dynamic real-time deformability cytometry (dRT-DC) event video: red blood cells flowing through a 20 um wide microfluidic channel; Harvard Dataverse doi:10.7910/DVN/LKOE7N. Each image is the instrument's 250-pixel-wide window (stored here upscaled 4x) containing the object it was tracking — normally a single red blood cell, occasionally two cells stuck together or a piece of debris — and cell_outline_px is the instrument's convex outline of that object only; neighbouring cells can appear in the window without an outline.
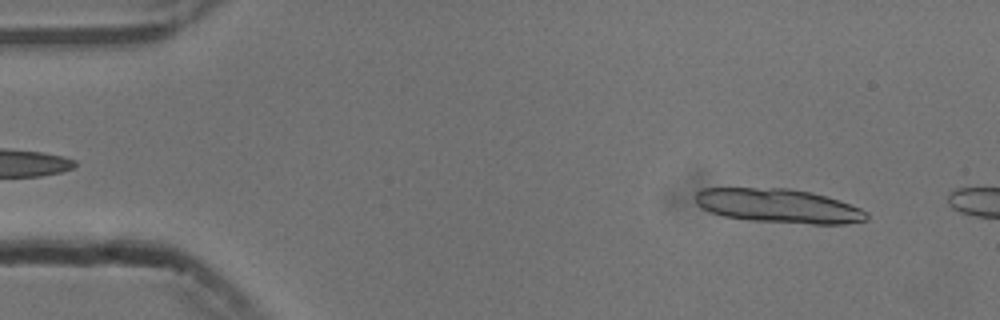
{"species": "common noctule bat (a hibernating species)", "species_latin": "Nyctalus noctula", "temperature_condition": "cold", "stored_images_in_passage": 8, "camera_frame_rate_fps": 3000, "um_per_image_px": 0.085, "animal": {"sex": "male", "body_mass_g": 13.3}, "frame": {"image": 1, "passage_image": 4, "time_ms": 1.0, "image_size_px": [1000, 320], "cell_outline_px": [[868, 220], [844, 224], [812, 224], [752, 220], [724, 216], [700, 208], [696, 204], [692, 196], [696, 192], [704, 188], [788, 188], [812, 192], [860, 208], [868, 212]], "centroid_in_image_um": [66.13, 17.49], "position_along_channel_um": 18.9, "area_um2": 33.99}}